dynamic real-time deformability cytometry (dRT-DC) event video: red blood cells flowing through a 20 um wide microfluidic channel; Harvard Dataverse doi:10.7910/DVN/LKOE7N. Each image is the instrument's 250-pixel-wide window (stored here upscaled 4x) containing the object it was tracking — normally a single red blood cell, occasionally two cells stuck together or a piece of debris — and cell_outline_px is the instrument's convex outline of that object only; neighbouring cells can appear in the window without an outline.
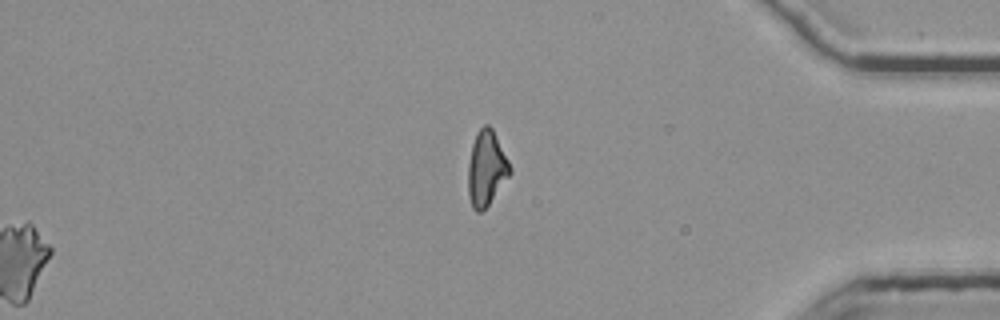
{"species": "common noctule bat (a hibernating species)", "species_latin": "Nyctalus noctula", "temperature_condition": "room temperature", "stored_images_in_passage": 54, "segment_of_instrument_passage": [2, 2], "camera_frame_rate_fps": 3000, "um_per_image_px": 0.085, "animal": {"sex": "female", "body_mass_g": 25.1}, "frame": {"image": 1, "passage_image": 54, "time_ms": 17.667, "image_size_px": [1000, 320], "cell_outline_px": [[512, 172], [488, 204], [480, 212], [476, 212], [472, 208], [468, 192], [468, 164], [472, 144], [476, 132], [484, 124], [488, 124], [492, 128], [512, 168]], "centroid_in_image_um": [41.33, 14.29], "position_along_channel_um": 393.9, "area_um2": 18.15}}